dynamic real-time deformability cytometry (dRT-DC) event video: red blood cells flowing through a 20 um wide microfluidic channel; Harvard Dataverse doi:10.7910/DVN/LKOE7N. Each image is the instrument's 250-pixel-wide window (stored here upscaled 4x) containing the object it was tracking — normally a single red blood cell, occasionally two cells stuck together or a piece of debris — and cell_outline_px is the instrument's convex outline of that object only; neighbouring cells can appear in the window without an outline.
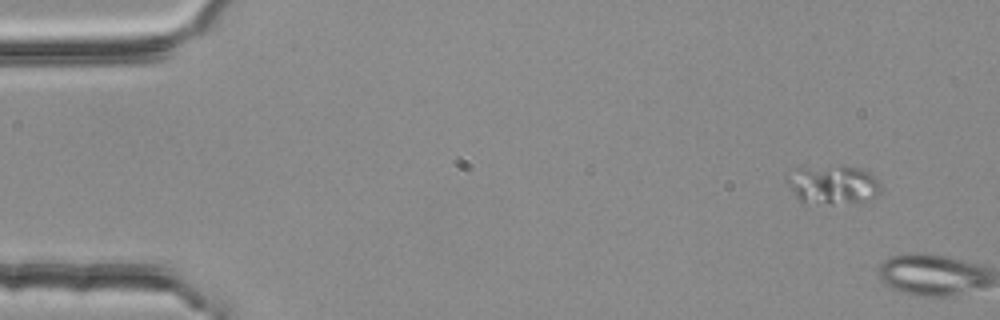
{"species": "common noctule bat (a hibernating species)", "species_latin": "Nyctalus noctula", "temperature_condition": "room temperature", "stored_images_in_passage": 2, "camera_frame_rate_fps": 3000, "um_per_image_px": 0.085, "animal": {"sex": "female", "body_mass_g": 25.1}, "frame": {"image": 1, "passage_image": 1, "time_ms": 0.0, "image_size_px": [1000, 320], "cell_outline_px": [[880, 192], [872, 200], [832, 204], [804, 204], [796, 196], [784, 180], [788, 176], [800, 168], [840, 164], [856, 168], [868, 172], [880, 180]], "centroid_in_image_um": [70.81, 15.71], "position_along_channel_um": 14.2, "area_um2": 21.62}}